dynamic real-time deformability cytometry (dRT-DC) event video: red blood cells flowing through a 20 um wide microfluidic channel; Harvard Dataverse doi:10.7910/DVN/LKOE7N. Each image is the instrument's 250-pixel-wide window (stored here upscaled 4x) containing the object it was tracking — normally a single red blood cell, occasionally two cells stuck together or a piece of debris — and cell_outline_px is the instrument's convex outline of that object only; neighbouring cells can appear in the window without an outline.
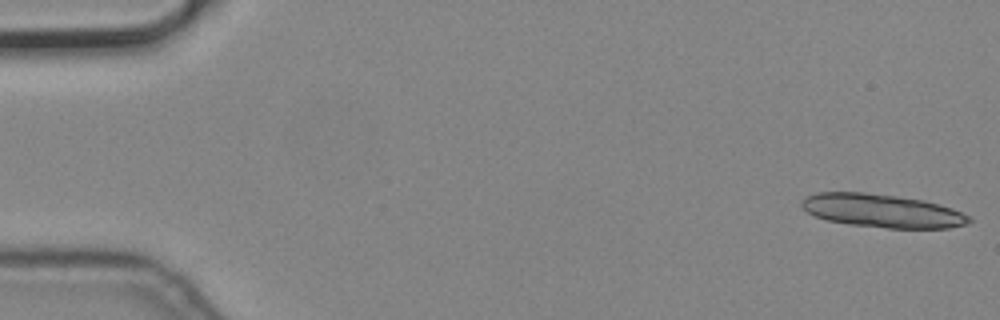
{"species": "common noctule bat (a hibernating species)", "species_latin": "Nyctalus noctula", "temperature_condition": "cold", "stored_images_in_passage": 6, "camera_frame_rate_fps": 3000, "um_per_image_px": 0.085, "animal": {"sex": "male", "body_mass_g": 19.2, "forearm_length_mm": 51.8}, "frame": {"image": 1, "passage_image": 1, "time_ms": 0.0, "image_size_px": [1000, 320], "cell_outline_px": [[972, 220], [968, 224], [948, 228], [888, 228], [848, 224], [824, 220], [808, 212], [800, 204], [800, 200], [804, 196], [816, 192], [864, 192], [896, 196], [924, 200], [952, 208], [972, 216]], "centroid_in_image_um": [74.97, 17.91], "position_along_channel_um": 10.0, "area_um2": 32.77}}
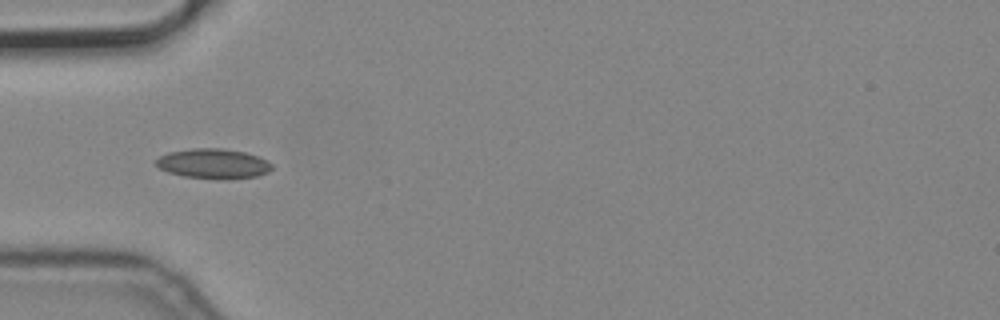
{"frame": {"image": 2, "passage_image": 6, "time_ms": 1.667, "image_size_px": [1000, 320], "cell_outline_px": [[272, 168], [268, 172], [256, 176], [220, 180], [184, 176], [168, 172], [160, 168], [156, 164], [156, 160], [160, 156], [168, 152], [192, 148], [220, 148], [244, 152], [268, 160], [272, 164]], "centroid_in_image_um": [18.13, 13.91], "position_along_channel_um": 66.9, "area_um2": 20.17}}